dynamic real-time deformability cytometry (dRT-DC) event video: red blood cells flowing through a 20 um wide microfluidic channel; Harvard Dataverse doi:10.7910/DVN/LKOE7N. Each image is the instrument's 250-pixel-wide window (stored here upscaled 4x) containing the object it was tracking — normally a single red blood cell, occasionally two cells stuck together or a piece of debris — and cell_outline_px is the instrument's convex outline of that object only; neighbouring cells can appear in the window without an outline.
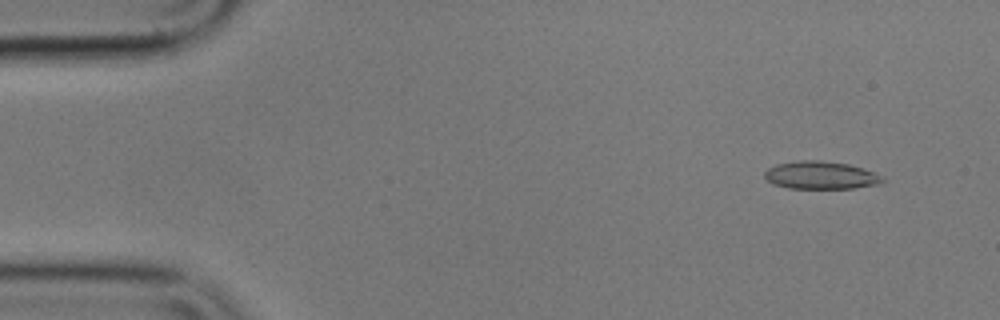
{"species": "common noctule bat (a hibernating species)", "species_latin": "Nyctalus noctula", "temperature_condition": "cold", "stored_images_in_passage": 55, "camera_frame_rate_fps": 3000, "um_per_image_px": 0.085, "animal": {"sex": "male", "body_mass_g": 17.9}, "frame": {"image": 1, "passage_image": 4, "time_ms": 1.0, "image_size_px": [1000, 320], "cell_outline_px": [[884, 180], [876, 184], [852, 188], [788, 188], [772, 184], [764, 176], [764, 172], [768, 168], [776, 164], [800, 160], [820, 160], [848, 164], [884, 176]], "centroid_in_image_um": [69.71, 14.89], "position_along_channel_um": 15.3, "area_um2": 18.9}}
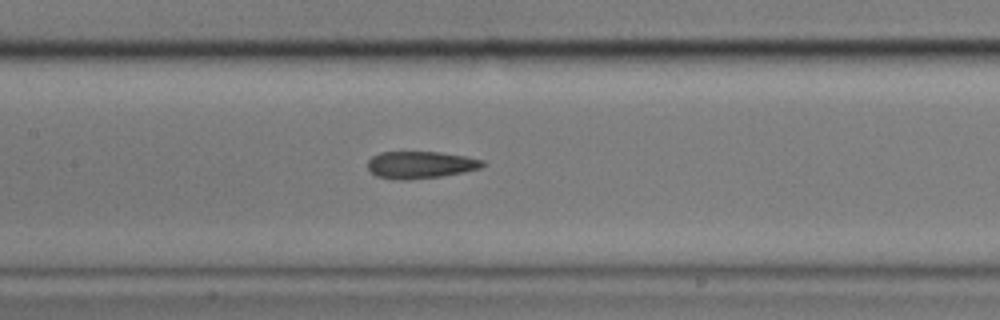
{"frame": {"image": 2, "passage_image": 25, "time_ms": 8.0, "image_size_px": [1000, 320], "cell_outline_px": [[488, 164], [480, 168], [464, 172], [440, 176], [408, 180], [400, 180], [376, 176], [368, 168], [368, 160], [372, 156], [380, 152], [440, 152], [464, 156], [484, 160]], "centroid_in_image_um": [35.76, 14.01], "position_along_channel_um": 171.6, "area_um2": 18.21}}
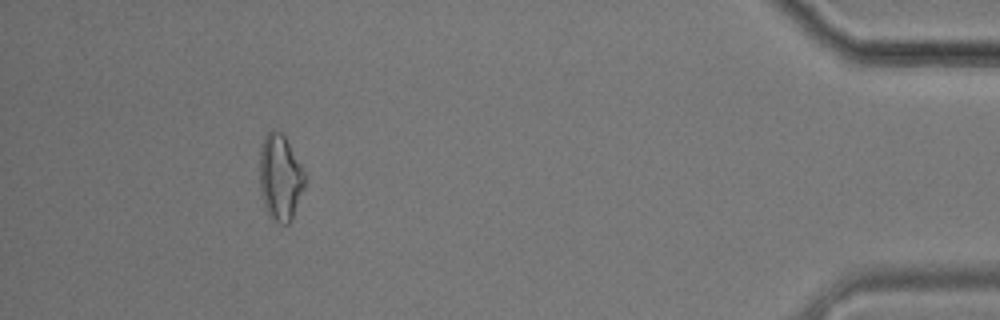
{"frame": {"image": 3, "passage_image": 50, "time_ms": 16.333, "image_size_px": [1000, 320], "cell_outline_px": [[304, 188], [292, 220], [288, 224], [280, 224], [272, 220], [268, 216], [260, 192], [260, 148], [264, 136], [272, 128], [276, 128], [284, 132], [304, 172]], "centroid_in_image_um": [23.8, 15.06], "position_along_channel_um": 411.4, "area_um2": 23.06}, "authors_computed_cell_mechanics": {"area_um2": 19.2474, "velocity_mm_per_s": 3.6013, "shape_relaxation_time_tau1_ms": null, "shape_relaxation_time_tau2_ms": 3.6062, "deformation_change_tau1": null, "deformation_change_tau2": 0.1336}}